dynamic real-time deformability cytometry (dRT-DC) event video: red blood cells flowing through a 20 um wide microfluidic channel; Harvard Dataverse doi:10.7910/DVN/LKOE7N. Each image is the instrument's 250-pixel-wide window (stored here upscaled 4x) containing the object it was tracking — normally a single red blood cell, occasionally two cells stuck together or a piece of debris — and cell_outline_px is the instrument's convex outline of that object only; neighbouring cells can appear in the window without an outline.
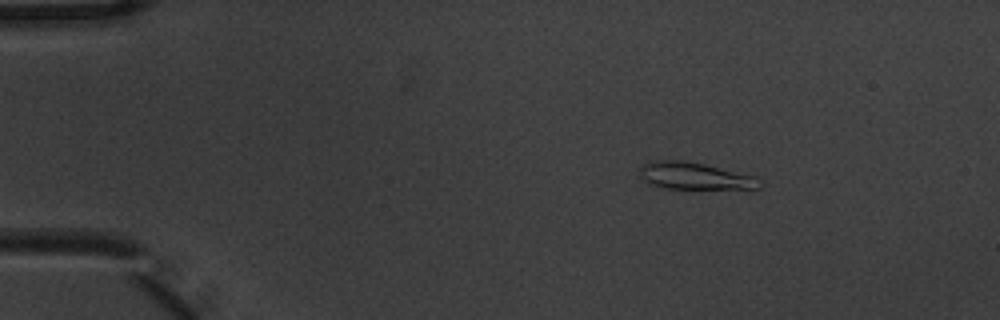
{"species": "common noctule bat (a hibernating species)", "species_latin": "Nyctalus noctula", "temperature_condition": "warm", "stored_images_in_passage": 8, "camera_frame_rate_fps": 3000, "um_per_image_px": 0.085, "animal": {"sex": "male", "body_mass_g": 20.1, "forearm_length_mm": 53.5}, "frame": {"image": 1, "passage_image": 2, "time_ms": 0.333, "image_size_px": [1000, 320], "cell_outline_px": [[764, 184], [760, 188], [664, 188], [648, 184], [640, 176], [640, 168], [648, 160], [680, 160], [704, 164], [756, 176]], "centroid_in_image_um": [59.03, 14.95], "position_along_channel_um": 26.0, "area_um2": 18.84}}
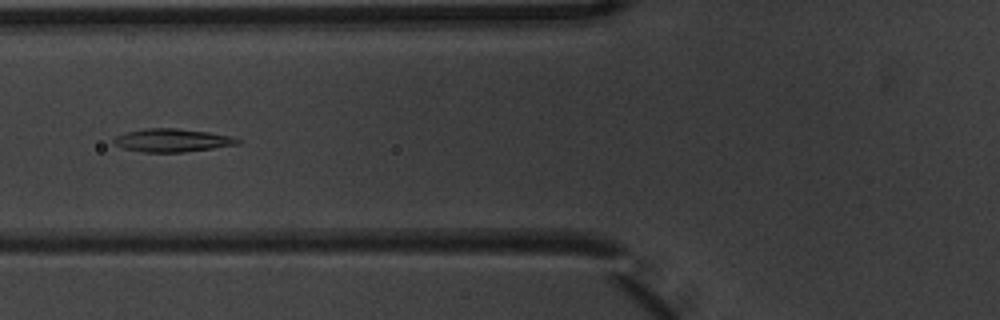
{"frame": {"image": 2, "passage_image": 5, "time_ms": 1.333, "image_size_px": [1000, 320], "cell_outline_px": [[240, 144], [184, 152], [144, 152], [124, 148], [116, 144], [112, 140], [116, 136], [128, 132], [148, 128], [176, 128], [208, 132], [232, 136], [240, 140]], "centroid_in_image_um": [14.67, 11.92], "position_along_channel_um": 111.1, "area_um2": 16.47}}
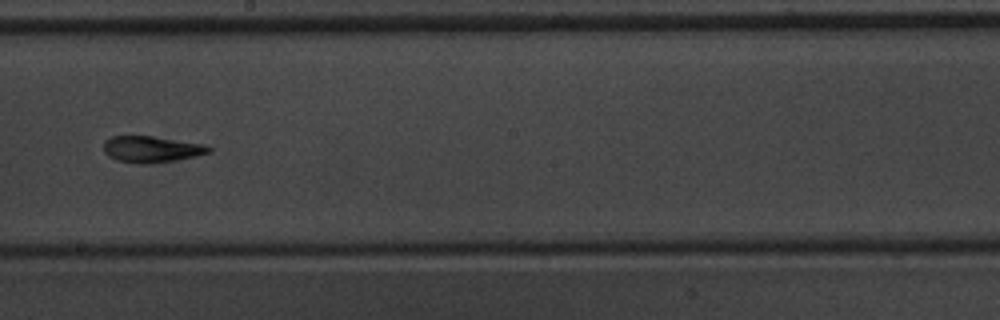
{"frame": {"image": 3, "passage_image": 8, "time_ms": 2.333, "image_size_px": [1000, 320], "cell_outline_px": [[212, 152], [196, 156], [176, 160], [116, 160], [108, 156], [104, 152], [104, 140], [112, 136], [152, 136], [204, 144], [212, 148]], "centroid_in_image_um": [12.91, 12.62], "position_along_channel_um": 235.3, "area_um2": 15.26}}